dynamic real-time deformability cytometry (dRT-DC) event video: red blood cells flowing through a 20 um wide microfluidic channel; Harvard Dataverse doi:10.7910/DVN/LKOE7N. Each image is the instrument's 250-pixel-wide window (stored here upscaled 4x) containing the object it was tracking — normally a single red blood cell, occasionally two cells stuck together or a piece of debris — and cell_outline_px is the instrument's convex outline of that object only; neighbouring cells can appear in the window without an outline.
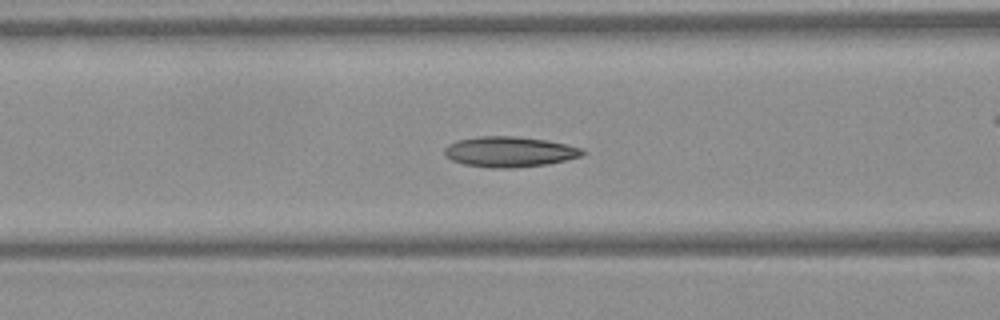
{"species": "Egyptian fruit bat (a non-hibernating species)", "species_latin": "Rousettus aegyptiacus", "temperature_condition": "warm", "stored_images_in_passage": 50, "camera_frame_rate_fps": 3000, "um_per_image_px": 0.085, "frame": {"image": 1, "passage_image": 20, "time_ms": 6.333, "image_size_px": [1000, 320], "cell_outline_px": [[588, 152], [580, 156], [548, 164], [512, 168], [488, 168], [464, 164], [452, 160], [444, 156], [444, 148], [448, 144], [456, 140], [476, 136], [516, 136], [548, 140], [568, 144], [584, 148]], "centroid_in_image_um": [43.31, 12.89], "position_along_channel_um": 123.3, "area_um2": 24.85}}
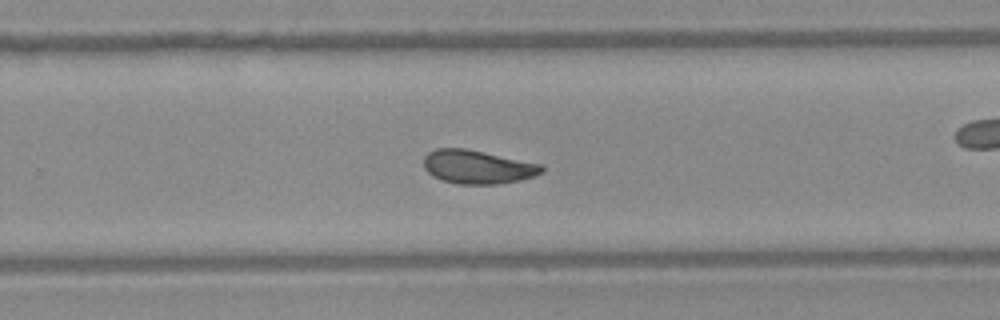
{"frame": {"image": 2, "passage_image": 32, "time_ms": 10.333, "image_size_px": [1000, 320], "cell_outline_px": [[544, 168], [540, 172], [532, 176], [516, 180], [496, 184], [460, 184], [440, 180], [432, 176], [424, 168], [424, 156], [428, 152], [436, 148], [464, 148], [544, 164]], "centroid_in_image_um": [40.55, 14.18], "position_along_channel_um": 289.3, "area_um2": 23.0}}
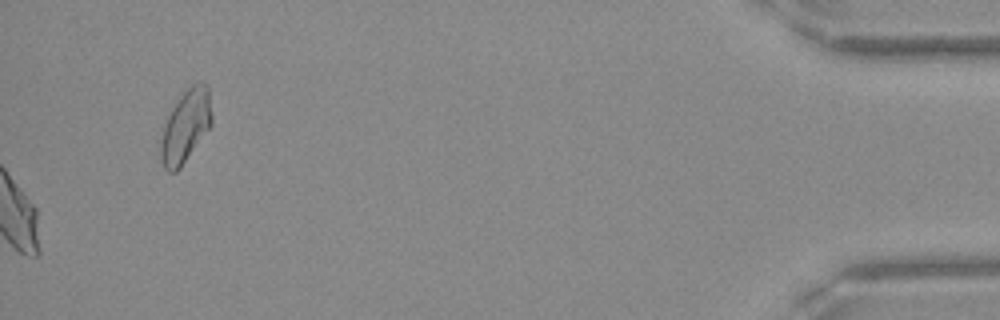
{"frame": {"image": 3, "passage_image": 50, "time_ms": 16.333, "image_size_px": [1000, 320], "cell_outline_px": [[212, 124], [180, 168], [176, 172], [168, 172], [164, 168], [160, 160], [160, 144], [164, 124], [172, 108], [180, 96], [192, 84], [200, 80], [208, 88], [212, 116]], "centroid_in_image_um": [15.77, 10.74], "position_along_channel_um": 419.4, "area_um2": 21.44}, "authors_computed_cell_mechanics": {"area_um2": 23.8136, "velocity_mm_per_s": 4.1494, "shape_relaxation_time_tau1_ms": 10.1997, "shape_relaxation_time_tau2_ms": 2.6087, "deformation_change_tau1": 0.2012, "deformation_change_tau2": 0.085}}